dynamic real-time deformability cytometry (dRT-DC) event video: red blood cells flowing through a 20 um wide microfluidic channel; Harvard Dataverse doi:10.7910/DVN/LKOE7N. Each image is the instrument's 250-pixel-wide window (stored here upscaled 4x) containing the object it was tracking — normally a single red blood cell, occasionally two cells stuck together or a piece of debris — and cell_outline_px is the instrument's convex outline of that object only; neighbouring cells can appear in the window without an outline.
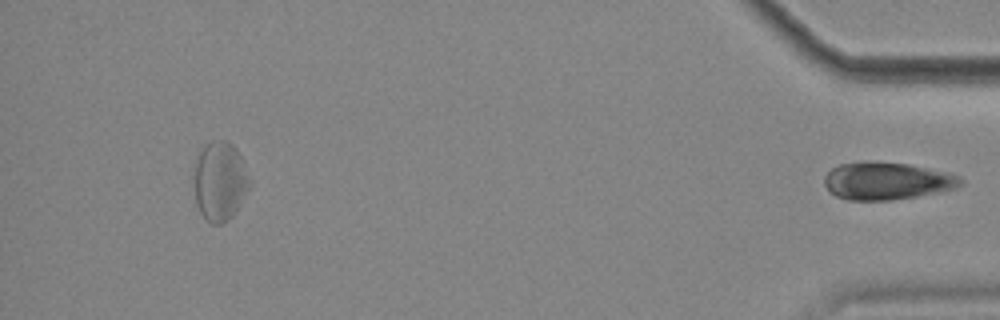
{"species": "common noctule bat (a hibernating species)", "species_latin": "Nyctalus noctula", "temperature_condition": "cold", "stored_images_in_passage": 53, "segment_of_instrument_passage": [2, 2], "camera_frame_rate_fps": 3000, "um_per_image_px": 0.085, "animal": {"sex": "female", "body_mass_g": 18.4}, "frame": {"image": 1, "passage_image": 53, "time_ms": 17.333, "image_size_px": [1000, 320], "cell_outline_px": [[964, 184], [952, 188], [936, 192], [916, 196], [888, 200], [848, 200], [836, 196], [828, 192], [824, 184], [824, 176], [832, 168], [840, 164], [864, 160], [868, 160], [908, 164], [948, 172], [960, 176], [964, 180]], "centroid_in_image_um": [75.34, 15.36], "position_along_channel_um": 359.9, "area_um2": 29.94}}